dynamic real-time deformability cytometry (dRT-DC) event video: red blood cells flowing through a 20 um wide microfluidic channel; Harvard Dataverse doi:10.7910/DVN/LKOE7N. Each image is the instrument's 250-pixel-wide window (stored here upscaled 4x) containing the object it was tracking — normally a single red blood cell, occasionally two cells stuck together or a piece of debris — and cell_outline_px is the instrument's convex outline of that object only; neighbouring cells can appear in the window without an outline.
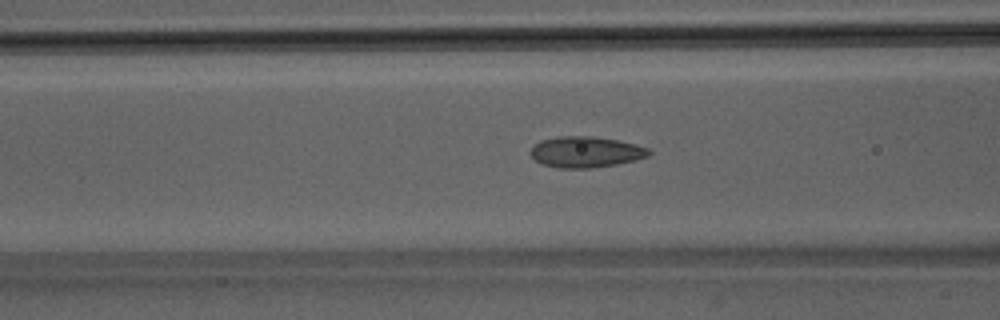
{"species": "Egyptian fruit bat (a non-hibernating species)", "species_latin": "Rousettus aegyptiacus", "temperature_condition": "room temperature", "stored_images_in_passage": 36, "camera_frame_rate_fps": 3000, "um_per_image_px": 0.085, "animal": {"sex": "male"}, "frame": {"image": 1, "passage_image": 6, "time_ms": 1.667, "image_size_px": [1000, 320], "cell_outline_px": [[652, 152], [648, 156], [636, 160], [616, 164], [592, 168], [560, 168], [540, 164], [528, 152], [540, 140], [556, 136], [592, 136], [616, 140], [636, 144], [648, 148]], "centroid_in_image_um": [49.78, 12.92], "position_along_channel_um": 116.8, "area_um2": 21.44}}
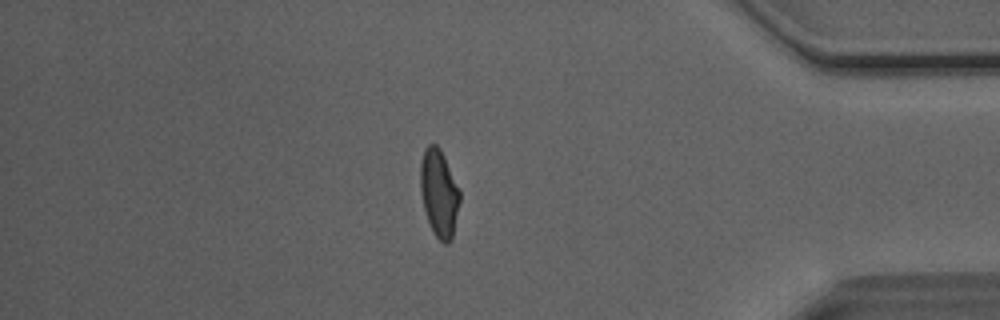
{"frame": {"image": 2, "passage_image": 29, "time_ms": 9.333, "image_size_px": [1000, 320], "cell_outline_px": [[460, 200], [452, 240], [448, 244], [444, 244], [432, 232], [424, 208], [420, 192], [420, 164], [424, 148], [428, 144], [436, 144], [440, 148], [444, 156], [460, 192]], "centroid_in_image_um": [37.31, 16.42], "position_along_channel_um": 397.9, "area_um2": 20.11}}
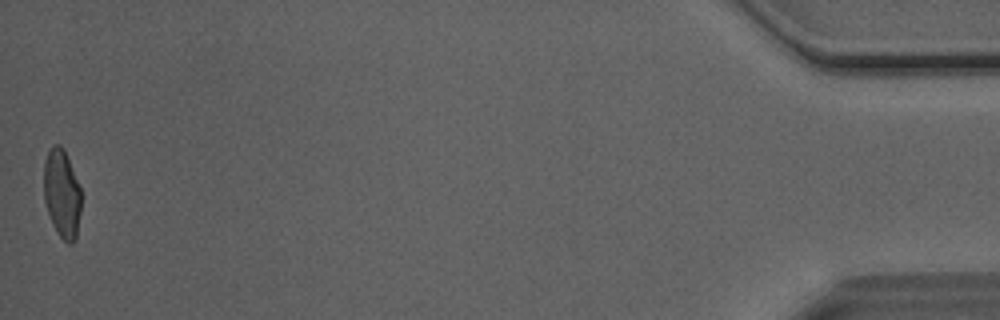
{"frame": {"image": 3, "passage_image": 36, "time_ms": 11.667, "image_size_px": [1000, 320], "cell_outline_px": [[80, 212], [76, 236], [72, 244], [68, 244], [56, 232], [48, 212], [44, 200], [44, 160], [52, 144], [60, 144], [64, 148], [80, 188]], "centroid_in_image_um": [5.25, 16.43], "position_along_channel_um": 430.0, "area_um2": 19.13}, "authors_computed_cell_mechanics": {"area_um2": 20.0277, "velocity_mm_per_s": 4.0993, "shape_relaxation_time_tau1_ms": null, "shape_relaxation_time_tau2_ms": 1.0528, "deformation_change_tau1": null, "deformation_change_tau2": 0.0799}}